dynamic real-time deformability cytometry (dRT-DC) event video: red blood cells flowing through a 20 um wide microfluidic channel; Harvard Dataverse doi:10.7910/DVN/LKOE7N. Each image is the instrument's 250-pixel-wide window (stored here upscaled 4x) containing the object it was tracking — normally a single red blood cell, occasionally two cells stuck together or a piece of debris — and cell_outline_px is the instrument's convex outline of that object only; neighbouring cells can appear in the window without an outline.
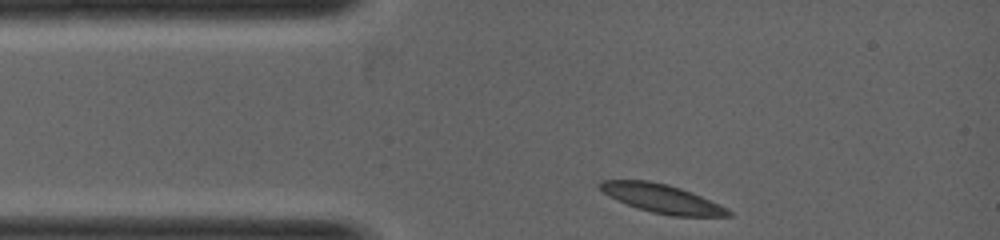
{"species": "common noctule bat (a hibernating species)", "species_latin": "Nyctalus noctula", "temperature_condition": "warm", "stored_images_in_passage": 1, "camera_frame_rate_fps": 5000, "um_per_image_px": 0.085, "animal": {"sex": "female", "body_mass_g": 19.0, "forearm_length_mm": 53.3}, "frame": {"image": 1, "passage_image": 1, "time_ms": 0.0, "image_size_px": [1000, 240], "cell_outline_px": [[732, 216], [672, 216], [652, 212], [636, 208], [616, 200], [604, 192], [596, 184], [600, 180], [648, 180], [668, 184], [692, 192], [720, 204], [728, 208], [732, 212]], "centroid_in_image_um": [56.26, 16.87], "position_along_channel_um": 28.7, "area_um2": 21.56}}